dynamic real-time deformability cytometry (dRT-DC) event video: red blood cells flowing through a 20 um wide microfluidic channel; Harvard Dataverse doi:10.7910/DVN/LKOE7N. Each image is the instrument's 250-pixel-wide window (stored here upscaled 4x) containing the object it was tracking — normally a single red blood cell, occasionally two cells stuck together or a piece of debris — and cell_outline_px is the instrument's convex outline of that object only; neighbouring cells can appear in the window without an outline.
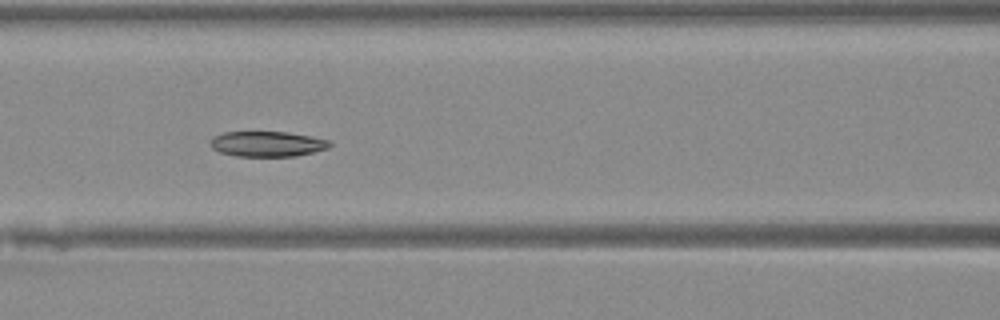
{"species": "Egyptian fruit bat (a non-hibernating species)", "species_latin": "Rousettus aegyptiacus", "temperature_condition": "warm", "stored_images_in_passage": 36, "camera_frame_rate_fps": 3000, "um_per_image_px": 0.085, "animal": {"sex": "female"}, "frame": {"image": 1, "passage_image": 9, "time_ms": 2.667, "image_size_px": [1000, 320], "cell_outline_px": [[332, 144], [328, 148], [296, 156], [236, 156], [220, 152], [212, 148], [208, 144], [212, 136], [224, 132], [288, 132], [312, 136], [332, 140]], "centroid_in_image_um": [22.72, 12.22], "position_along_channel_um": 143.9, "area_um2": 17.8}}
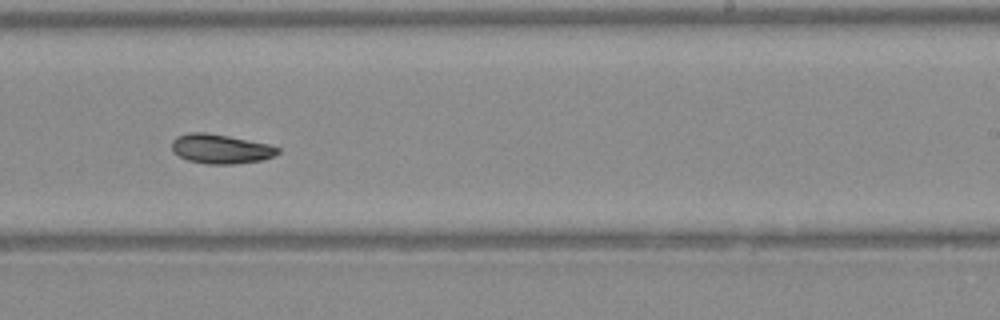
{"frame": {"image": 2, "passage_image": 18, "time_ms": 5.667, "image_size_px": [1000, 320], "cell_outline_px": [[280, 152], [272, 156], [260, 160], [232, 164], [208, 164], [188, 160], [172, 152], [172, 140], [176, 136], [188, 132], [204, 132], [228, 136], [268, 144], [280, 148]], "centroid_in_image_um": [18.71, 12.64], "position_along_channel_um": 270.3, "area_um2": 18.03}}
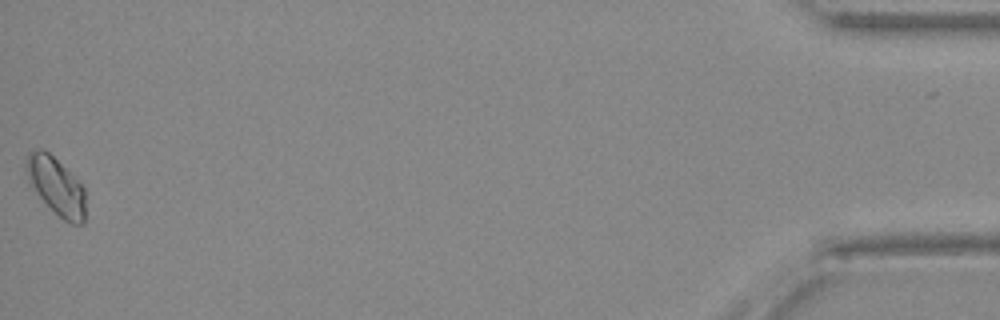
{"frame": {"image": 3, "passage_image": 36, "time_ms": 11.667, "image_size_px": [1000, 320], "cell_outline_px": [[84, 224], [72, 224], [64, 220], [28, 184], [24, 168], [28, 152], [36, 148], [44, 148], [84, 188]], "centroid_in_image_um": [4.71, 15.78], "position_along_channel_um": 430.5, "area_um2": 19.48}}